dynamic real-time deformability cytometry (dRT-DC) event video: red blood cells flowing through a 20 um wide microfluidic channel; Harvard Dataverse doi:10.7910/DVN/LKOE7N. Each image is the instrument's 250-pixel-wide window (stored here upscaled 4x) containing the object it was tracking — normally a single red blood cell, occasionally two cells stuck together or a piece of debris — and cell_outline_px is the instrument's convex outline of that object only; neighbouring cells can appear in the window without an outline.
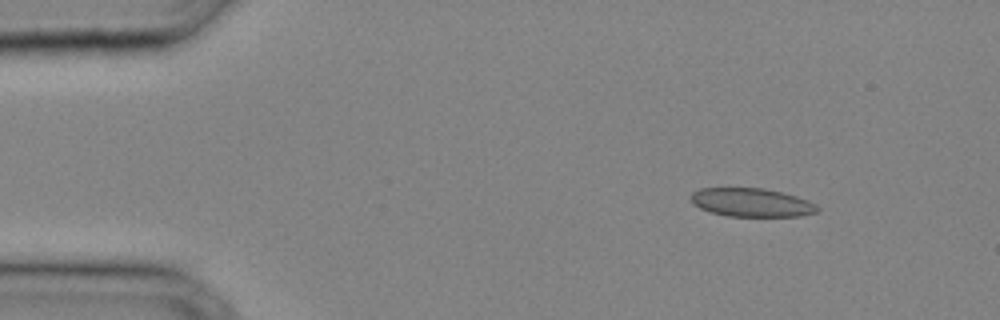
{"species": "common noctule bat (a hibernating species)", "species_latin": "Nyctalus noctula", "temperature_condition": "cold", "stored_images_in_passage": 31, "camera_frame_rate_fps": 3000, "um_per_image_px": 0.085, "animal": {"sex": "male", "body_mass_g": 20.4}, "frame": {"image": 1, "passage_image": 1, "time_ms": 0.0, "image_size_px": [1000, 320], "cell_outline_px": [[820, 208], [816, 212], [800, 216], [724, 216], [708, 212], [692, 204], [692, 192], [700, 188], [764, 188], [796, 196], [808, 200], [816, 204]], "centroid_in_image_um": [63.86, 17.22], "position_along_channel_um": 21.1, "area_um2": 21.1}}
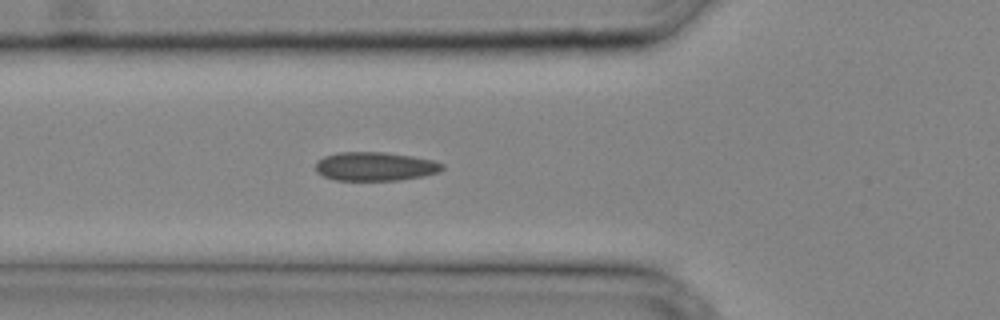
{"frame": {"image": 2, "passage_image": 9, "time_ms": 2.667, "image_size_px": [1000, 320], "cell_outline_px": [[444, 168], [440, 172], [424, 176], [396, 180], [336, 180], [324, 176], [316, 172], [316, 160], [324, 156], [336, 152], [384, 152], [412, 156], [432, 160], [444, 164]], "centroid_in_image_um": [31.88, 14.14], "position_along_channel_um": 93.9, "area_um2": 21.33}}
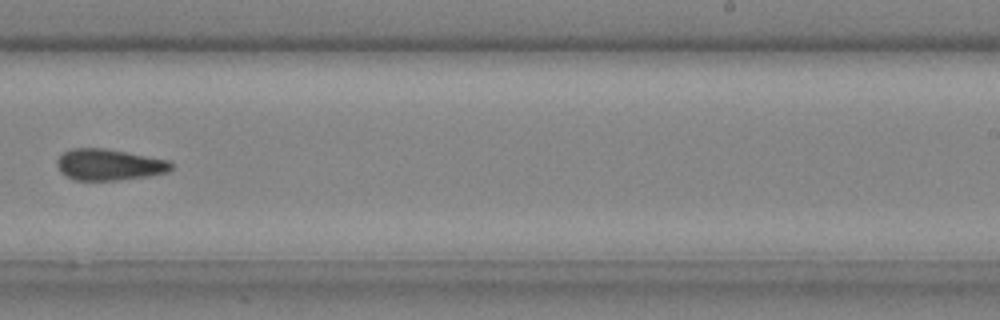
{"frame": {"image": 3, "passage_image": 19, "time_ms": 6.0, "image_size_px": [1000, 320], "cell_outline_px": [[172, 168], [168, 172], [148, 176], [116, 180], [76, 180], [60, 172], [56, 164], [56, 160], [64, 152], [72, 148], [104, 148], [168, 160], [172, 164]], "centroid_in_image_um": [9.25, 13.99], "position_along_channel_um": 279.7, "area_um2": 20.63}}